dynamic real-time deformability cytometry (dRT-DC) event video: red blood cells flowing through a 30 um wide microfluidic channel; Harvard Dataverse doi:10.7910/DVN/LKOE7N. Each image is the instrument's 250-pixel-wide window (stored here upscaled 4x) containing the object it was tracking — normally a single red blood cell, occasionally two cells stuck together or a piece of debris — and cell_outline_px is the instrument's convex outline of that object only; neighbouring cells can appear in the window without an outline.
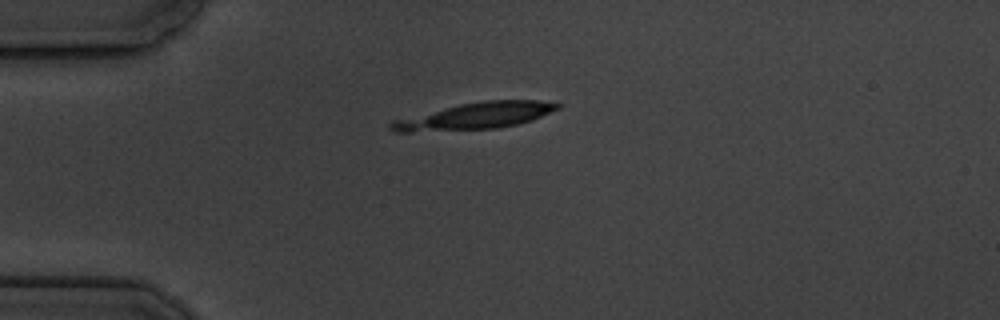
{"species": "common noctule bat (a hibernating species)", "species_latin": "Nyctalus noctula", "temperature_condition": "cold", "stored_images_in_passage": 12, "camera_frame_rate_fps": 3000, "um_per_image_px": 0.085, "animal": {"sex": "male", "body_mass_g": 19.5, "forearm_length_mm": 54.6}, "frame": {"image": 1, "passage_image": 1, "time_ms": 0.0, "image_size_px": [1000, 320], "cell_outline_px": [[564, 104], [560, 108], [532, 120], [516, 124], [496, 128], [408, 132], [396, 132], [388, 128], [388, 124], [392, 120], [460, 104], [484, 100], [556, 100]], "centroid_in_image_um": [40.46, 9.84], "position_along_channel_um": 44.5, "area_um2": 25.89}}